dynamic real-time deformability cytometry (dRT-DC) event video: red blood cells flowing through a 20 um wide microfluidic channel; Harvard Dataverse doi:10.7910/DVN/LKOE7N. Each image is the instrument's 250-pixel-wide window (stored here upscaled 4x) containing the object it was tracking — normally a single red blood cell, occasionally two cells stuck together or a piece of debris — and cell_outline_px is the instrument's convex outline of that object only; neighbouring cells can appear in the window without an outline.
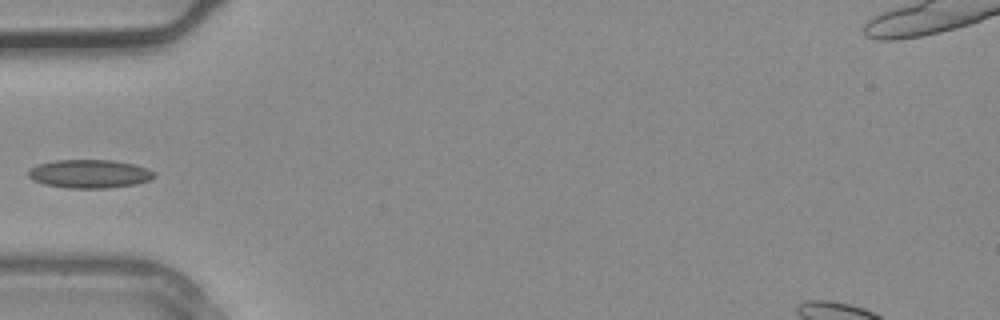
{"species": "common noctule bat (a hibernating species)", "species_latin": "Nyctalus noctula", "temperature_condition": "warm", "stored_images_in_passage": 3, "camera_frame_rate_fps": 3000, "um_per_image_px": 0.085, "animal": {"sex": "male", "body_mass_g": 20.4}, "frame": {"image": 1, "passage_image": 3, "time_ms": 0.667, "image_size_px": [1000, 320], "cell_outline_px": [[156, 176], [152, 180], [136, 184], [104, 188], [68, 188], [44, 184], [32, 180], [28, 176], [28, 172], [36, 164], [52, 160], [112, 160], [136, 164], [148, 168], [156, 172]], "centroid_in_image_um": [7.64, 14.77], "position_along_channel_um": 77.4, "area_um2": 21.15}}